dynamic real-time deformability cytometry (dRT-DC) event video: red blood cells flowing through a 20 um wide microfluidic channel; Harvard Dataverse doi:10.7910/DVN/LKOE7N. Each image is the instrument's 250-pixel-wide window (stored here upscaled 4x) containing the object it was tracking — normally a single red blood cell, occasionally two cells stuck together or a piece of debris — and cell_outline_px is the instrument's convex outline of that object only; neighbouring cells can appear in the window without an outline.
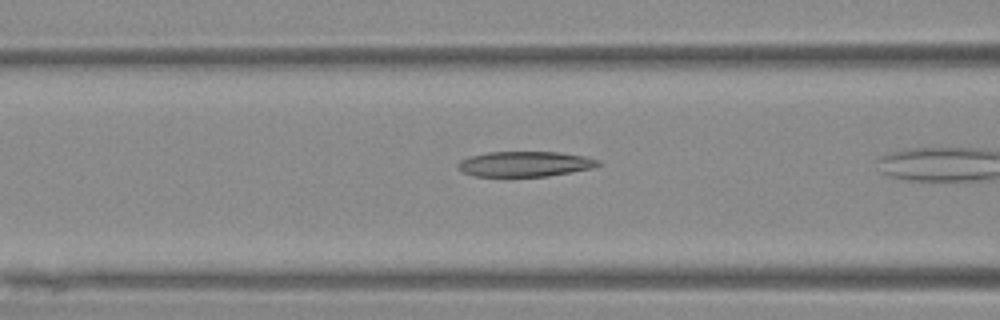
{"species": "Egyptian fruit bat (a non-hibernating species)", "species_latin": "Rousettus aegyptiacus", "temperature_condition": "warm", "stored_images_in_passage": 8, "camera_frame_rate_fps": 3000, "um_per_image_px": 0.085, "animal": {"sex": "female"}, "frame": {"image": 1, "passage_image": 6, "time_ms": 1.667, "image_size_px": [1000, 320], "cell_outline_px": [[604, 164], [592, 168], [548, 176], [476, 176], [464, 172], [456, 164], [460, 160], [472, 156], [488, 152], [560, 152], [584, 156], [600, 160]], "centroid_in_image_um": [44.68, 13.93], "position_along_channel_um": 121.9, "area_um2": 20.52}}